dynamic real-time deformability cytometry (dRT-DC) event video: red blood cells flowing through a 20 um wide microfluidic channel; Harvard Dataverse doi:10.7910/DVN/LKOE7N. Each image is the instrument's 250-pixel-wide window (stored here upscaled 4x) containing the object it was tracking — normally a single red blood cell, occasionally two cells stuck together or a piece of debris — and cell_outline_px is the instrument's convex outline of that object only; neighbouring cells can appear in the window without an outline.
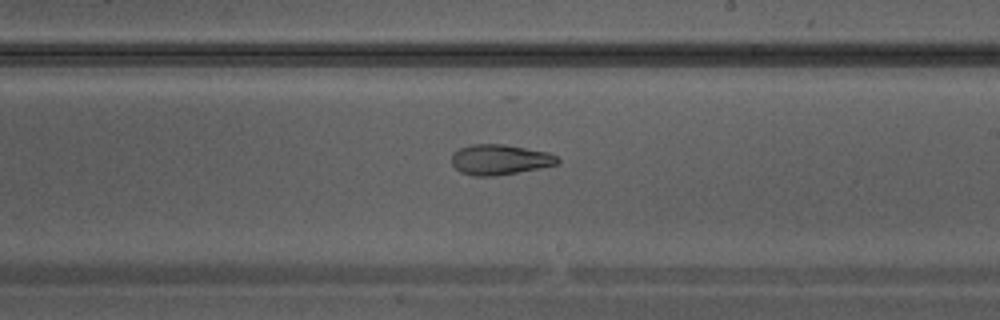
{"species": "Egyptian fruit bat (a non-hibernating species)", "species_latin": "Rousettus aegyptiacus", "temperature_condition": "warm", "stored_images_in_passage": 27, "camera_frame_rate_fps": 3000, "um_per_image_px": 0.085, "animal": {"sex": "male"}, "frame": {"image": 1, "passage_image": 16, "time_ms": 5.0, "image_size_px": [1000, 320], "cell_outline_px": [[560, 160], [556, 164], [540, 168], [492, 176], [472, 176], [460, 172], [452, 164], [452, 152], [460, 148], [472, 144], [504, 144], [548, 152], [556, 156]], "centroid_in_image_um": [42.45, 13.56], "position_along_channel_um": 246.5, "area_um2": 18.61}}